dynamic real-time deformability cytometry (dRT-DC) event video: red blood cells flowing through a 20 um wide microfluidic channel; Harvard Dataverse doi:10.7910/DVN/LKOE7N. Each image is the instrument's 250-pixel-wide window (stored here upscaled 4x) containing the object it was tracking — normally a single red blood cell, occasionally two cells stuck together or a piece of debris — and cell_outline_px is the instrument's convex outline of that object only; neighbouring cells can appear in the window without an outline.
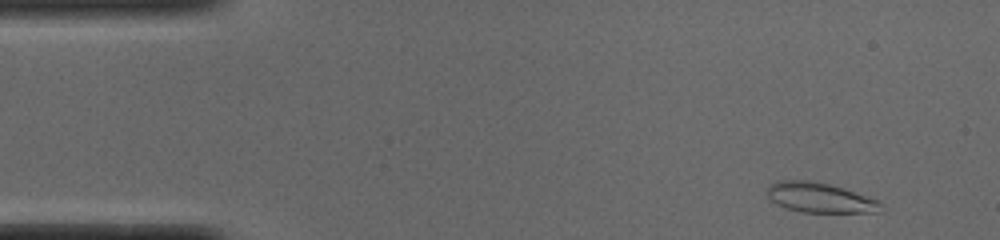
{"species": "common noctule bat (a hibernating species)", "species_latin": "Nyctalus noctula", "temperature_condition": "cold", "stored_images_in_passage": 49, "camera_frame_rate_fps": 3000, "um_per_image_px": 0.085, "animal": {"sex": "male", "body_mass_g": 19.0, "forearm_length_mm": 50.8}, "frame": {"image": 1, "passage_image": 2, "time_ms": 0.333, "image_size_px": [1000, 240], "cell_outline_px": [[880, 204], [876, 212], [800, 212], [776, 204], [768, 196], [768, 188], [776, 180], [808, 180], [828, 184], [844, 188], [876, 200]], "centroid_in_image_um": [69.62, 16.79], "position_along_channel_um": 15.4, "area_um2": 19.31}}
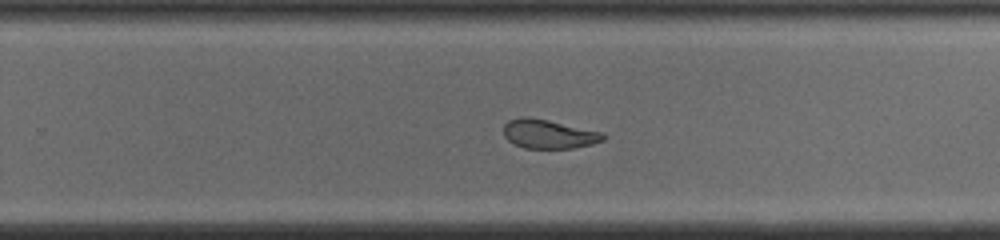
{"frame": {"image": 2, "passage_image": 30, "time_ms": 9.667, "image_size_px": [1000, 240], "cell_outline_px": [[604, 140], [592, 144], [572, 148], [524, 148], [512, 144], [504, 136], [504, 124], [508, 120], [520, 116], [528, 116], [548, 120], [604, 132]], "centroid_in_image_um": [46.61, 11.38], "position_along_channel_um": 283.2, "area_um2": 16.99}}
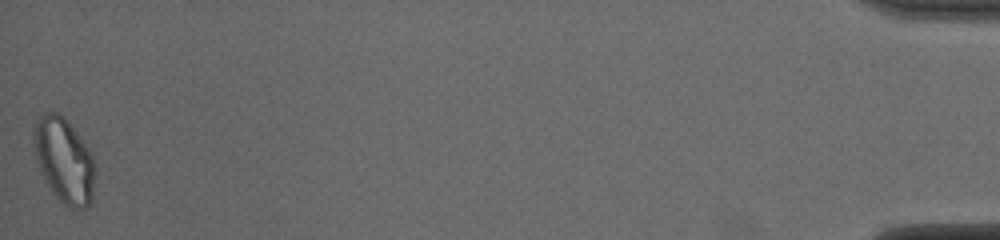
{"frame": {"image": 3, "passage_image": 49, "time_ms": 16.0, "image_size_px": [1000, 240], "cell_outline_px": [[96, 172], [92, 196], [88, 208], [72, 208], [64, 204], [52, 192], [36, 160], [36, 124], [40, 116], [44, 112], [56, 112], [72, 128], [88, 148], [92, 156]], "centroid_in_image_um": [5.5, 13.7], "position_along_channel_um": 429.7, "area_um2": 29.19}, "authors_computed_cell_mechanics": {"area_um2": 19.3052, "velocity_mm_per_s": 3.8817, "shape_relaxation_time_tau1_ms": null, "shape_relaxation_time_tau2_ms": 2.2822, "deformation_change_tau1": null, "deformation_change_tau2": 0.0868}}